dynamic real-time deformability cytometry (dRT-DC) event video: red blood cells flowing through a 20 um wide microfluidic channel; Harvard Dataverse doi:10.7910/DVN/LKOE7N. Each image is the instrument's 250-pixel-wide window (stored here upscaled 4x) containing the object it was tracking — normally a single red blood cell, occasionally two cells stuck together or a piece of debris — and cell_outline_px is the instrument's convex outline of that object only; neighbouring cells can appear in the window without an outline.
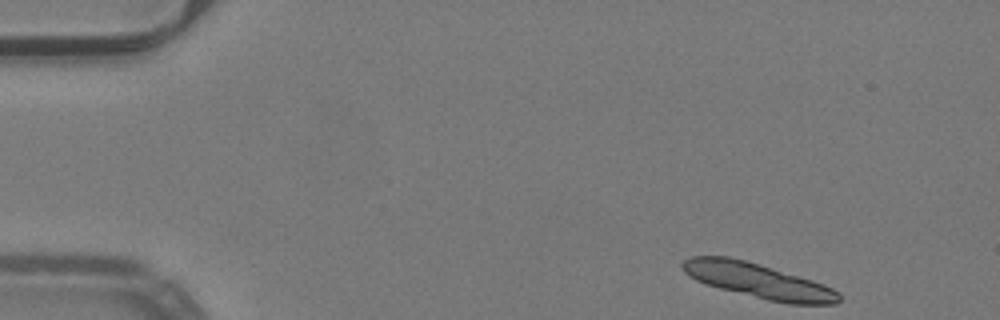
{"species": "common noctule bat (a hibernating species)", "species_latin": "Nyctalus noctula", "temperature_condition": "warm", "stored_images_in_passage": 11, "camera_frame_rate_fps": 3000, "um_per_image_px": 0.085, "animal": {"sex": "male", "body_mass_g": 19.2, "forearm_length_mm": 51.8}, "frame": {"image": 1, "passage_image": 1, "time_ms": 0.0, "image_size_px": [1000, 320], "cell_outline_px": [[840, 300], [836, 304], [788, 304], [768, 300], [704, 284], [696, 280], [684, 272], [680, 268], [680, 264], [684, 260], [692, 256], [728, 256], [744, 260], [812, 280], [824, 284], [840, 292]], "centroid_in_image_um": [64.43, 23.86], "position_along_channel_um": 20.6, "area_um2": 31.56}}